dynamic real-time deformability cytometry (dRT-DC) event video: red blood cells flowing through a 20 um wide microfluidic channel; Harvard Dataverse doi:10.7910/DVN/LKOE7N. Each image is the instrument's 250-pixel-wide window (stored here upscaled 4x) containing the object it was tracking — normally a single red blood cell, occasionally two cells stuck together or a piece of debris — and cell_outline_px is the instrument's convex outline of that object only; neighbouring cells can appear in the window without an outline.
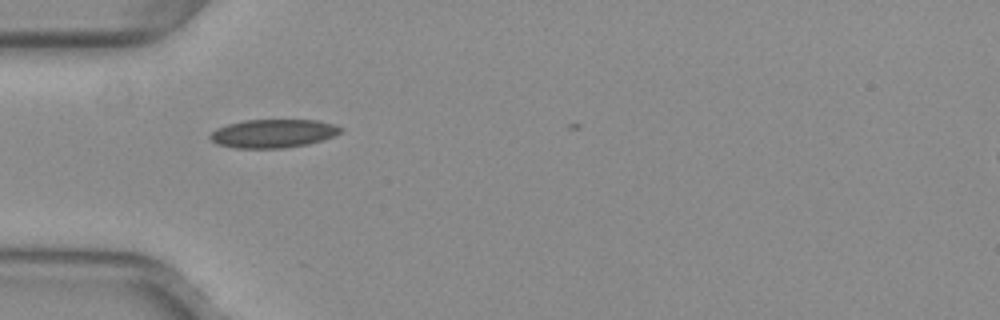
{"species": "common noctule bat (a hibernating species)", "species_latin": "Nyctalus noctula", "temperature_condition": "warm", "stored_images_in_passage": 4, "camera_frame_rate_fps": 3000, "um_per_image_px": 0.085, "animal": {"sex": "female", "body_mass_g": 29.2, "forearm_length_mm": 56.3}, "frame": {"image": 1, "passage_image": 1, "time_ms": 0.0, "image_size_px": [1000, 320], "cell_outline_px": [[344, 128], [340, 132], [324, 140], [308, 144], [284, 148], [236, 148], [216, 144], [208, 136], [216, 128], [228, 124], [244, 120], [316, 120], [332, 124]], "centroid_in_image_um": [23.2, 11.35], "position_along_channel_um": 61.8, "area_um2": 21.62}}